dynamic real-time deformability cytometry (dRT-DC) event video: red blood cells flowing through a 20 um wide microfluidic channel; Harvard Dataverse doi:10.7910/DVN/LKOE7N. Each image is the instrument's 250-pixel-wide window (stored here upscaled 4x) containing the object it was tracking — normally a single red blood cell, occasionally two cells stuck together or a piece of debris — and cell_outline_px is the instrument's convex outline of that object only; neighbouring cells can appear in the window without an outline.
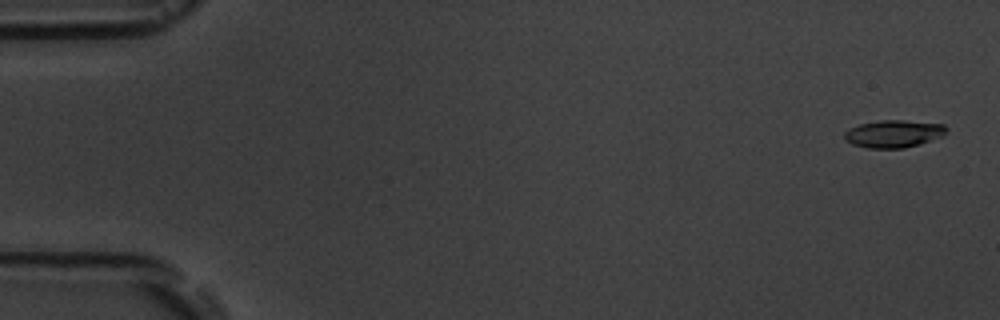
{"species": "common noctule bat (a hibernating species)", "species_latin": "Nyctalus noctula", "temperature_condition": "room temperature", "stored_images_in_passage": 9, "camera_frame_rate_fps": 3000, "um_per_image_px": 0.085, "animal": {"sex": "male", "body_mass_g": 19.5, "forearm_length_mm": 54.6}, "frame": {"image": 1, "passage_image": 1, "time_ms": 0.0, "image_size_px": [1000, 320], "cell_outline_px": [[948, 128], [944, 136], [920, 144], [904, 148], [868, 148], [852, 144], [844, 140], [844, 132], [848, 128], [860, 124], [880, 120], [904, 120], [944, 124]], "centroid_in_image_um": [75.96, 11.37], "position_along_channel_um": 9.0, "area_um2": 16.53}}
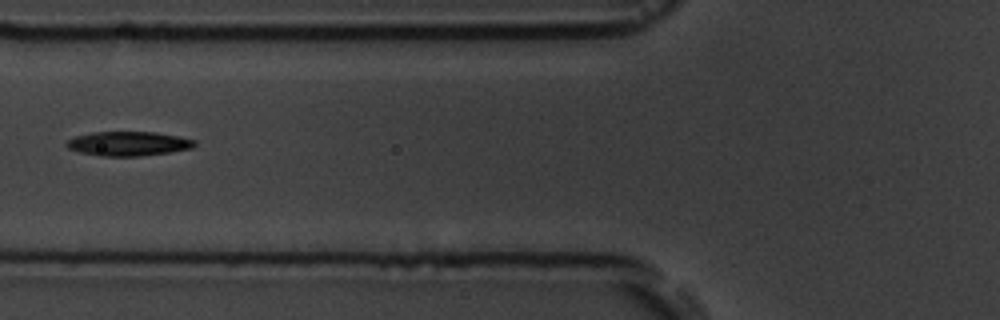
{"frame": {"image": 2, "passage_image": 6, "time_ms": 6.667, "image_size_px": [1000, 320], "cell_outline_px": [[196, 144], [192, 148], [168, 152], [140, 156], [100, 156], [80, 152], [68, 148], [64, 144], [68, 140], [76, 136], [92, 132], [156, 132], [196, 140]], "centroid_in_image_um": [10.89, 12.21], "position_along_channel_um": 114.9, "area_um2": 18.03}}
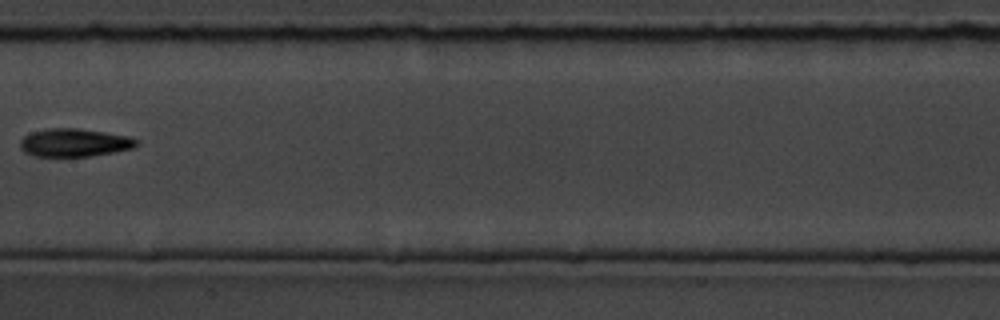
{"frame": {"image": 3, "passage_image": 8, "time_ms": 9.0, "image_size_px": [1000, 320], "cell_outline_px": [[140, 144], [132, 148], [112, 152], [88, 156], [36, 156], [24, 152], [20, 148], [20, 140], [24, 136], [32, 132], [48, 128], [76, 128], [104, 132], [128, 136], [140, 140]], "centroid_in_image_um": [6.32, 12.12], "position_along_channel_um": 201.1, "area_um2": 18.96}}